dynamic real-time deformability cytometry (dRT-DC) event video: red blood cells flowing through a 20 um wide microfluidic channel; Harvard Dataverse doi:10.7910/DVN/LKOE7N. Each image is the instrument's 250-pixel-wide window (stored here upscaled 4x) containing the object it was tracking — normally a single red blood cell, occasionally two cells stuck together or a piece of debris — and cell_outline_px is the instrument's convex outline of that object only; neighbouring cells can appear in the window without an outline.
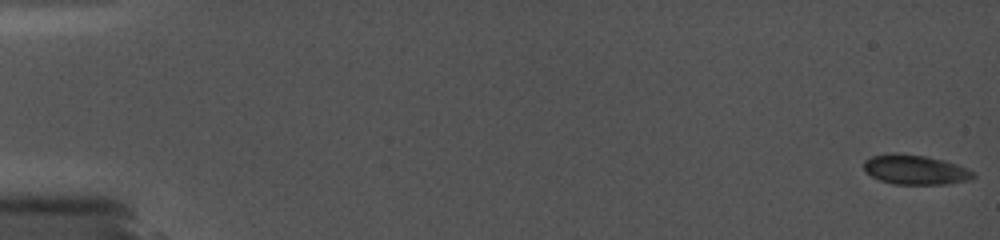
{"species": "common noctule bat (a hibernating species)", "species_latin": "Nyctalus noctula", "temperature_condition": "cold", "stored_images_in_passage": 24, "camera_frame_rate_fps": 5000, "um_per_image_px": 0.085, "animal": {"sex": "female", "body_mass_g": 19.0, "forearm_length_mm": 56.7}, "frame": {"image": 1, "passage_image": 1, "time_ms": 0.0, "image_size_px": [1000, 240], "cell_outline_px": [[976, 176], [968, 180], [948, 184], [892, 184], [880, 180], [872, 176], [864, 168], [864, 160], [872, 156], [892, 152], [896, 152], [924, 156], [944, 160], [956, 164], [972, 172]], "centroid_in_image_um": [77.76, 14.42], "position_along_channel_um": 7.2, "area_um2": 18.79}}
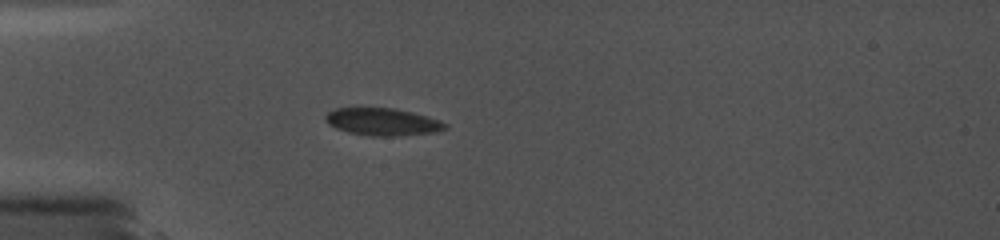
{"frame": {"image": 2, "passage_image": 15, "time_ms": 5.4, "image_size_px": [1000, 240], "cell_outline_px": [[448, 128], [432, 132], [396, 136], [368, 136], [348, 132], [336, 128], [328, 124], [324, 120], [324, 116], [328, 112], [336, 108], [396, 108], [428, 116], [440, 120], [448, 124]], "centroid_in_image_um": [32.5, 10.35], "position_along_channel_um": 52.5, "area_um2": 19.19}}
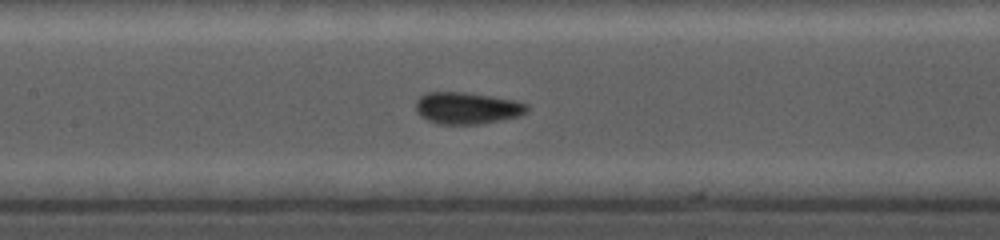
{"frame": {"image": 3, "passage_image": 23, "time_ms": 8.8, "image_size_px": [1000, 240], "cell_outline_px": [[528, 112], [520, 116], [500, 120], [476, 124], [436, 124], [420, 116], [416, 112], [416, 100], [424, 92], [464, 92], [492, 96], [516, 100], [528, 104]], "centroid_in_image_um": [39.69, 9.18], "position_along_channel_um": 167.7, "area_um2": 20.81}}